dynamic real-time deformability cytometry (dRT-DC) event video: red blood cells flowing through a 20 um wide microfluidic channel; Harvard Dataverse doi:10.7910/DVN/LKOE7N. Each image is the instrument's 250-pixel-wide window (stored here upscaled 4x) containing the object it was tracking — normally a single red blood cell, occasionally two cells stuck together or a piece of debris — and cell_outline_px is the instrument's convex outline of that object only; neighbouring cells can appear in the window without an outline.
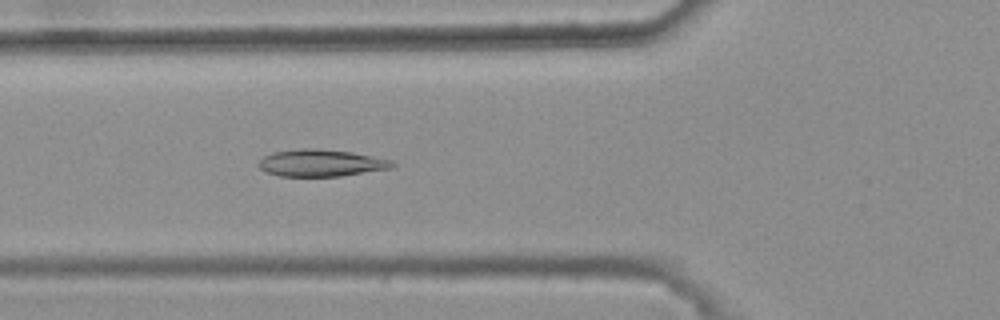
{"species": "common noctule bat (a hibernating species)", "species_latin": "Nyctalus noctula", "temperature_condition": "warm", "stored_images_in_passage": 46, "camera_frame_rate_fps": 3000, "um_per_image_px": 0.085, "animal": {"sex": "female", "body_mass_g": 25.1}, "frame": {"image": 1, "passage_image": 19, "time_ms": 6.0, "image_size_px": [1000, 320], "cell_outline_px": [[396, 164], [392, 168], [340, 176], [280, 176], [268, 172], [260, 168], [256, 164], [264, 156], [272, 152], [300, 148], [316, 148], [352, 152], [392, 160]], "centroid_in_image_um": [27.28, 13.84], "position_along_channel_um": 98.5, "area_um2": 21.04}}
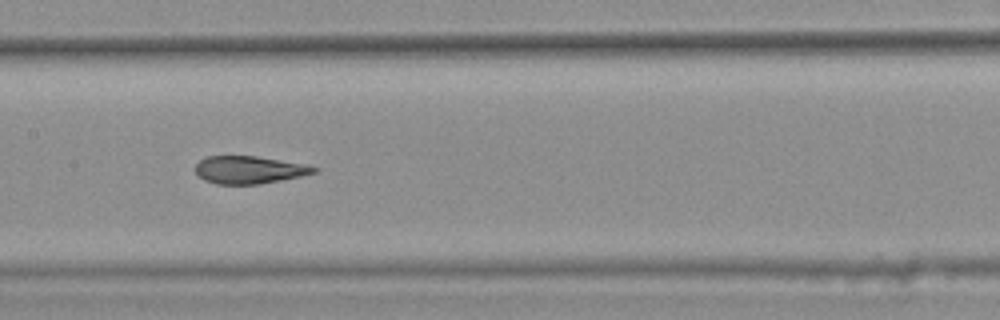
{"frame": {"image": 2, "passage_image": 26, "time_ms": 8.333, "image_size_px": [1000, 320], "cell_outline_px": [[320, 168], [316, 172], [300, 176], [260, 184], [216, 184], [204, 180], [196, 172], [196, 164], [200, 160], [208, 156], [256, 156], [308, 164]], "centroid_in_image_um": [21.21, 14.43], "position_along_channel_um": 186.2, "area_um2": 19.07}}
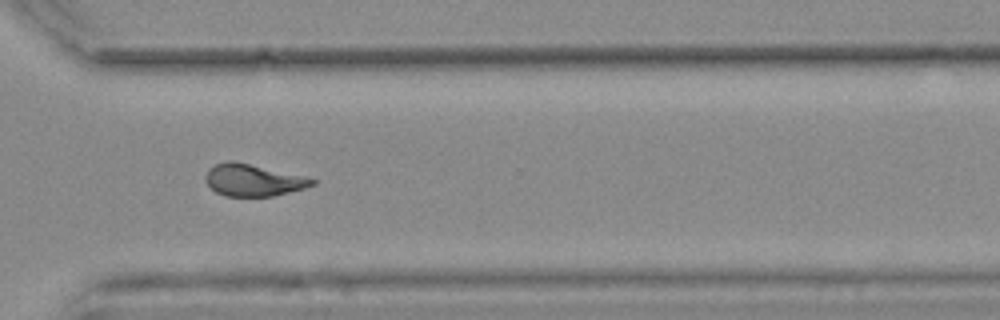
{"frame": {"image": 3, "passage_image": 39, "time_ms": 12.667, "image_size_px": [1000, 320], "cell_outline_px": [[316, 184], [304, 188], [272, 196], [224, 196], [216, 192], [208, 184], [204, 176], [208, 168], [216, 164], [228, 160], [232, 160], [304, 176], [316, 180]], "centroid_in_image_um": [21.49, 15.31], "position_along_channel_um": 349.1, "area_um2": 19.71}, "authors_computed_cell_mechanics": {"area_um2": 20.5479, "velocity_mm_per_s": 3.7592, "shape_relaxation_time_tau1_ms": null, "shape_relaxation_time_tau2_ms": 1.4744, "deformation_change_tau1": null, "deformation_change_tau2": 0.0781}}